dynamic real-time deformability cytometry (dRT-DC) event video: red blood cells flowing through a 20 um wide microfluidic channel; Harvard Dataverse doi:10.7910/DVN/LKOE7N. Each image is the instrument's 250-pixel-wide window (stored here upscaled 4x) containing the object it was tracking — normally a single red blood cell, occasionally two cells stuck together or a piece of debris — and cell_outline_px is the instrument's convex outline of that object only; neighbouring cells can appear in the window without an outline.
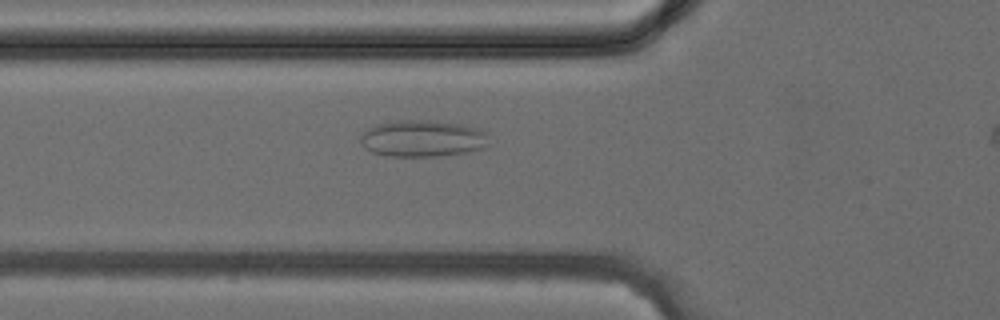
{"species": "common noctule bat (a hibernating species)", "species_latin": "Nyctalus noctula", "temperature_condition": "cold", "stored_images_in_passage": 26, "camera_frame_rate_fps": 3000, "um_per_image_px": 0.085, "animal": {"sex": "female", "body_mass_g": 24.6, "forearm_length_mm": 56.2}, "frame": {"image": 1, "passage_image": 5, "time_ms": 1.333, "image_size_px": [1000, 320], "cell_outline_px": [[488, 144], [484, 148], [468, 152], [440, 156], [392, 156], [372, 152], [364, 148], [360, 144], [360, 132], [376, 124], [400, 120], [432, 120], [460, 124], [480, 128], [484, 132]], "centroid_in_image_um": [35.88, 11.77], "position_along_channel_um": 89.9, "area_um2": 27.63}}
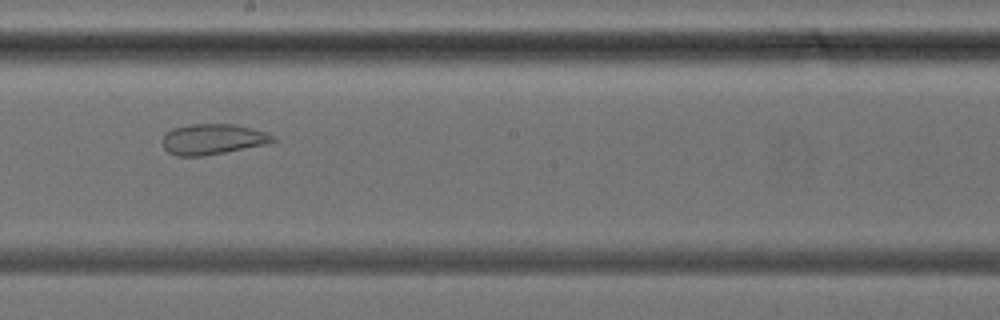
{"frame": {"image": 2, "passage_image": 13, "time_ms": 4.0, "image_size_px": [1000, 320], "cell_outline_px": [[276, 140], [264, 144], [204, 156], [176, 156], [168, 152], [164, 148], [160, 140], [172, 128], [192, 124], [232, 124], [252, 128], [268, 132], [276, 136]], "centroid_in_image_um": [18.06, 11.83], "position_along_channel_um": 230.1, "area_um2": 19.65}}
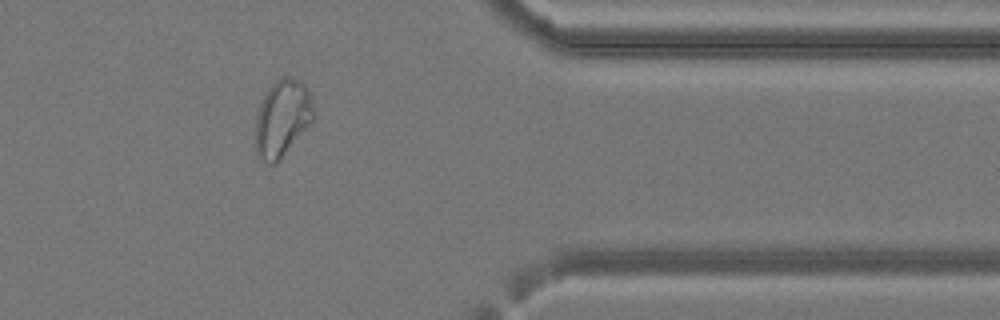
{"frame": {"image": 3, "passage_image": 23, "time_ms": 7.333, "image_size_px": [1000, 320], "cell_outline_px": [[316, 120], [280, 160], [276, 164], [268, 164], [256, 156], [256, 116], [260, 104], [268, 88], [276, 80], [284, 76], [288, 76], [304, 80], [308, 88], [316, 112]], "centroid_in_image_um": [24.06, 10.05], "position_along_channel_um": 387.3, "area_um2": 26.93}}